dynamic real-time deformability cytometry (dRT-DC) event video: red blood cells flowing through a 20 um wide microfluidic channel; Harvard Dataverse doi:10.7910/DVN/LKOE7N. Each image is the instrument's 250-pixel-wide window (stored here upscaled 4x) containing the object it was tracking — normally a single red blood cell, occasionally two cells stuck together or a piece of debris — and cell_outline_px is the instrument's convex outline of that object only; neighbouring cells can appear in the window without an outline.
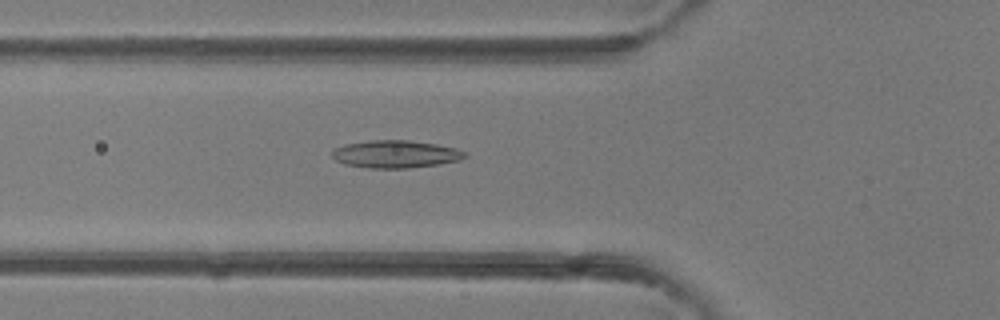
{"species": "common noctule bat (a hibernating species)", "species_latin": "Nyctalus noctula", "temperature_condition": "room temperature", "stored_images_in_passage": 30, "camera_frame_rate_fps": 3000, "um_per_image_px": 0.085, "animal": {"sex": "female"}, "frame": {"image": 1, "passage_image": 3, "time_ms": 0.667, "image_size_px": [1000, 320], "cell_outline_px": [[468, 156], [460, 160], [436, 164], [408, 168], [368, 168], [344, 164], [336, 160], [332, 156], [332, 152], [336, 148], [344, 144], [368, 140], [408, 140], [436, 144], [456, 148], [464, 152]], "centroid_in_image_um": [33.6, 13.09], "position_along_channel_um": 92.2, "area_um2": 21.27}}
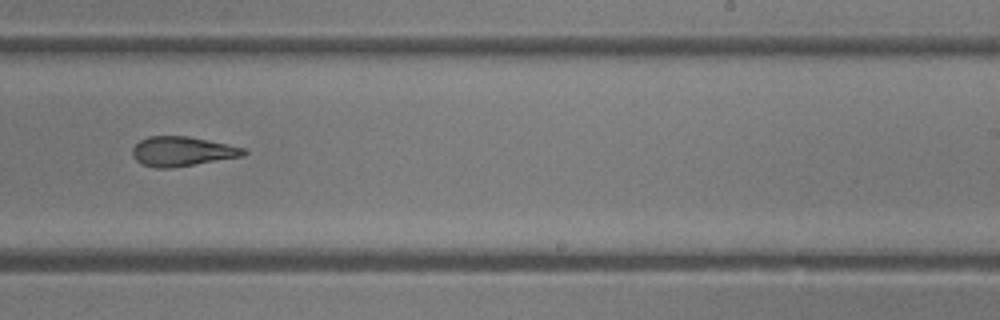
{"frame": {"image": 2, "passage_image": 14, "time_ms": 4.333, "image_size_px": [1000, 320], "cell_outline_px": [[248, 152], [244, 156], [172, 168], [156, 168], [144, 164], [136, 160], [132, 156], [132, 148], [140, 140], [148, 136], [188, 136], [228, 144], [244, 148]], "centroid_in_image_um": [15.49, 12.86], "position_along_channel_um": 273.5, "area_um2": 19.19}}
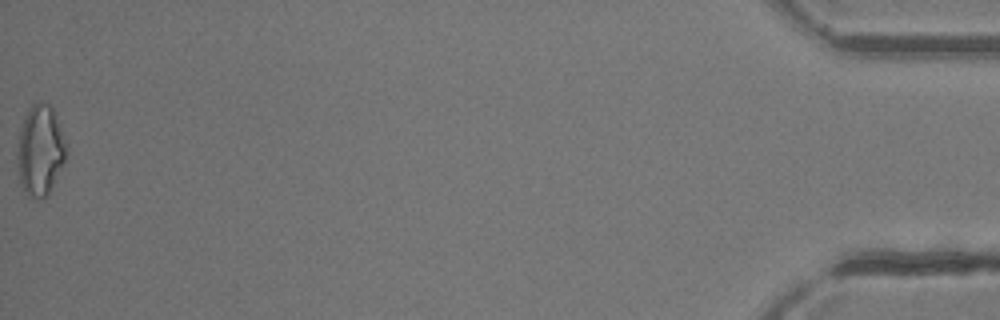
{"frame": {"image": 3, "passage_image": 30, "time_ms": 9.667, "image_size_px": [1000, 320], "cell_outline_px": [[68, 152], [48, 196], [40, 200], [36, 200], [20, 184], [16, 160], [16, 152], [20, 128], [24, 116], [28, 108], [32, 104], [40, 100], [48, 104], [56, 112], [68, 144]], "centroid_in_image_um": [3.43, 12.73], "position_along_channel_um": 431.8, "area_um2": 26.53}}